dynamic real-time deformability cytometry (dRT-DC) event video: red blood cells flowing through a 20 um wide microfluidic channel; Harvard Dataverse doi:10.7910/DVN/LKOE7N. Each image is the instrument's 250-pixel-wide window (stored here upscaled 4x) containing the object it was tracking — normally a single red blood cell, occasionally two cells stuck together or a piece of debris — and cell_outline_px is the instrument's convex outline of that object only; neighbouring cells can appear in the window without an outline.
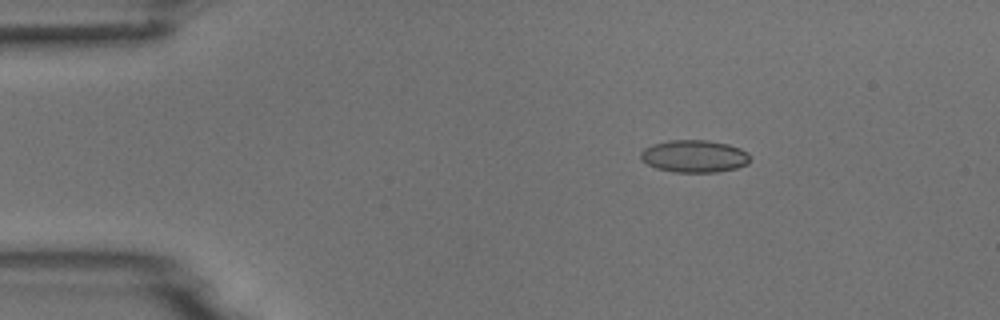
{"species": "common noctule bat (a hibernating species)", "species_latin": "Nyctalus noctula", "temperature_condition": "room temperature", "stored_images_in_passage": 4, "camera_frame_rate_fps": 3000, "um_per_image_px": 0.085, "animal": {"sex": "male", "body_mass_g": 18.8}, "frame": {"image": 1, "passage_image": 3, "time_ms": 2.333, "image_size_px": [1000, 320], "cell_outline_px": [[748, 164], [736, 168], [716, 172], [672, 172], [656, 168], [640, 160], [640, 152], [644, 148], [652, 144], [668, 140], [708, 140], [728, 144], [740, 148], [748, 152]], "centroid_in_image_um": [58.98, 13.27], "position_along_channel_um": 26.0, "area_um2": 20.75}}